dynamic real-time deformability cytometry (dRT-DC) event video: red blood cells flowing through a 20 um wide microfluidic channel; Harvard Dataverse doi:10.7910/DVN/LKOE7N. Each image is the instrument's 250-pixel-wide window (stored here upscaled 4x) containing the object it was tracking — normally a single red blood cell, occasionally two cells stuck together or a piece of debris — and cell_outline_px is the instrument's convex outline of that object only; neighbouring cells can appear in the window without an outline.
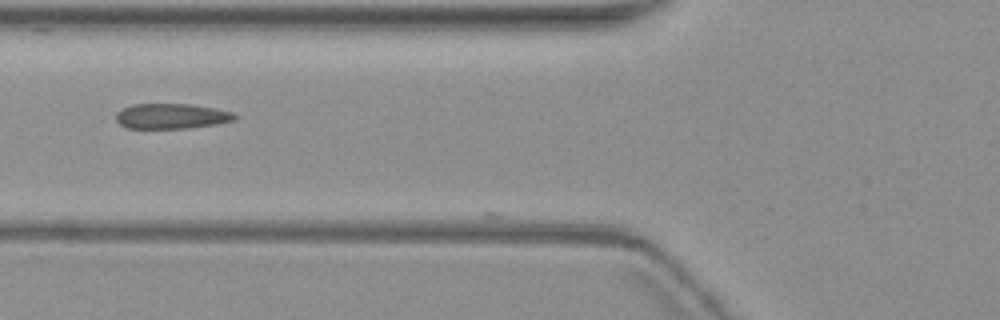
{"species": "common noctule bat (a hibernating species)", "species_latin": "Nyctalus noctula", "temperature_condition": "warm", "stored_images_in_passage": 9, "camera_frame_rate_fps": 3000, "um_per_image_px": 0.085, "animal": {"sex": "female", "body_mass_g": 19.3, "forearm_length_mm": 54.1}, "frame": {"image": 1, "passage_image": 6, "time_ms": 6.0, "image_size_px": [1000, 320], "cell_outline_px": [[240, 116], [236, 120], [216, 124], [188, 128], [128, 128], [120, 124], [116, 120], [116, 112], [132, 104], [192, 104], [232, 112]], "centroid_in_image_um": [14.6, 9.87], "position_along_channel_um": 111.2, "area_um2": 17.46}}
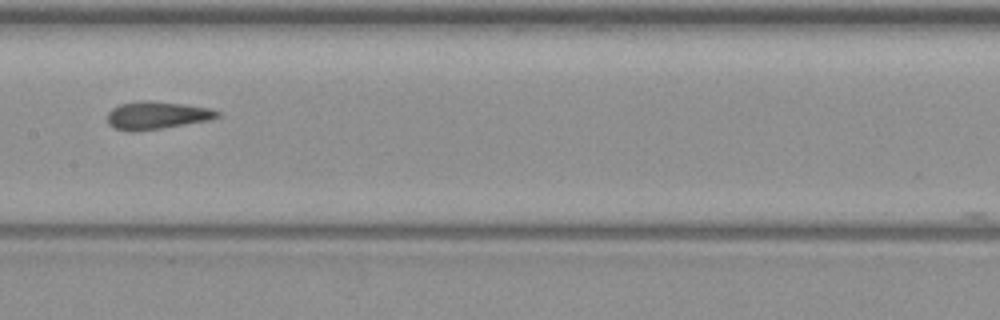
{"frame": {"image": 2, "passage_image": 8, "time_ms": 8.333, "image_size_px": [1000, 320], "cell_outline_px": [[220, 116], [212, 120], [136, 132], [124, 132], [108, 124], [108, 112], [112, 108], [120, 104], [140, 100], [152, 100], [184, 104], [212, 108], [220, 112]], "centroid_in_image_um": [13.34, 9.8], "position_along_channel_um": 194.1, "area_um2": 18.15}}
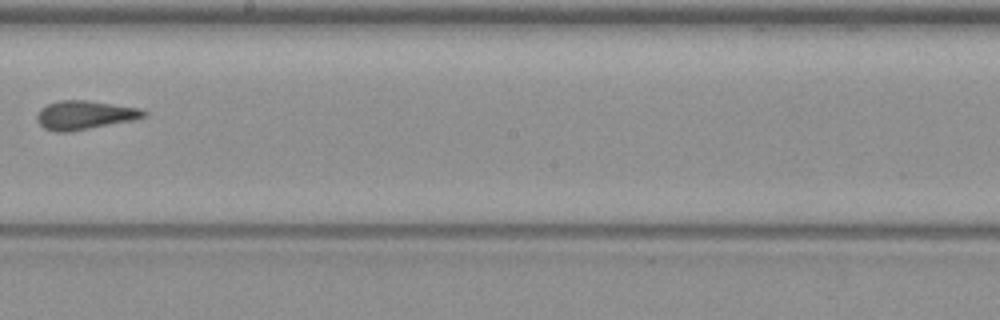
{"frame": {"image": 3, "passage_image": 9, "time_ms": 9.667, "image_size_px": [1000, 320], "cell_outline_px": [[148, 112], [144, 116], [132, 120], [68, 132], [56, 132], [44, 128], [36, 120], [36, 116], [40, 108], [48, 104], [60, 100], [84, 100], [140, 108]], "centroid_in_image_um": [7.15, 9.78], "position_along_channel_um": 241.0, "area_um2": 17.69}}